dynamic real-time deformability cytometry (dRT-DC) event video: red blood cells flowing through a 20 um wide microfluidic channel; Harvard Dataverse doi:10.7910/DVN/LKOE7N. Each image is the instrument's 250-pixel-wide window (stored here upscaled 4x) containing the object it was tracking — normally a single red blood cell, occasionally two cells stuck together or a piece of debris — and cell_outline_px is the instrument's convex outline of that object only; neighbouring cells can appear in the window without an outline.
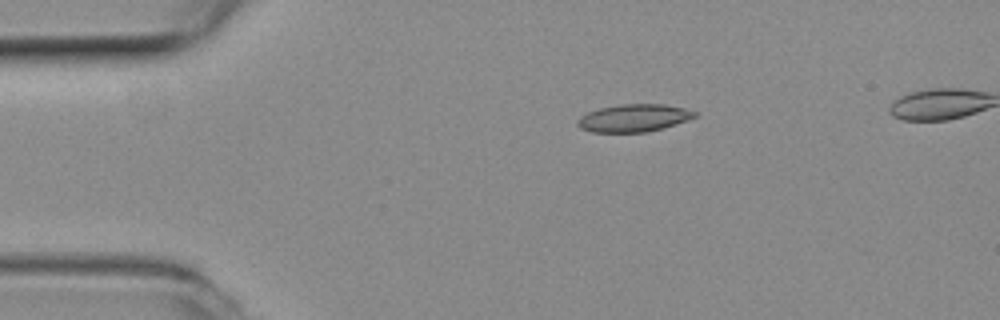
{"species": "common noctule bat (a hibernating species)", "species_latin": "Nyctalus noctula", "temperature_condition": "room temperature", "stored_images_in_passage": 36, "camera_frame_rate_fps": 3000, "um_per_image_px": 0.085, "animal": {"sex": "female", "body_mass_g": 19.3, "forearm_length_mm": 54.1}, "frame": {"image": 1, "passage_image": 1, "time_ms": 0.0, "image_size_px": [1000, 320], "cell_outline_px": [[696, 116], [676, 124], [644, 132], [592, 132], [580, 128], [576, 124], [576, 120], [580, 116], [588, 112], [600, 108], [624, 104], [664, 104], [684, 108], [696, 112]], "centroid_in_image_um": [53.83, 10.03], "position_along_channel_um": 31.2, "area_um2": 18.61}}
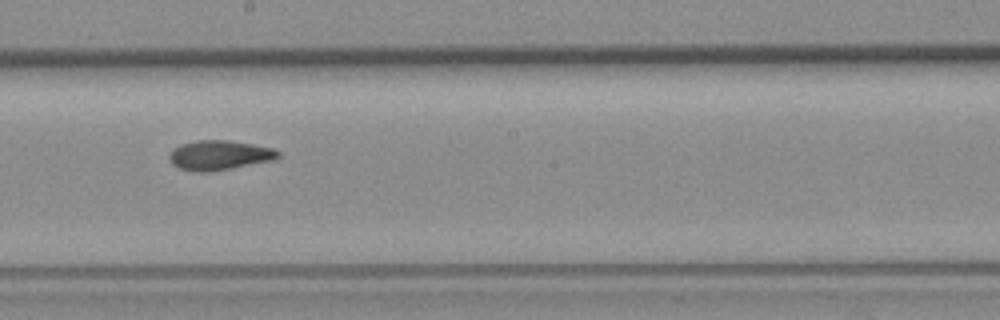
{"frame": {"image": 2, "passage_image": 20, "time_ms": 6.333, "image_size_px": [1000, 320], "cell_outline_px": [[280, 156], [272, 160], [208, 172], [196, 172], [180, 168], [172, 164], [168, 160], [168, 156], [172, 148], [180, 144], [196, 140], [228, 140], [252, 144], [272, 148], [280, 152]], "centroid_in_image_um": [18.58, 13.18], "position_along_channel_um": 229.6, "area_um2": 18.73}}
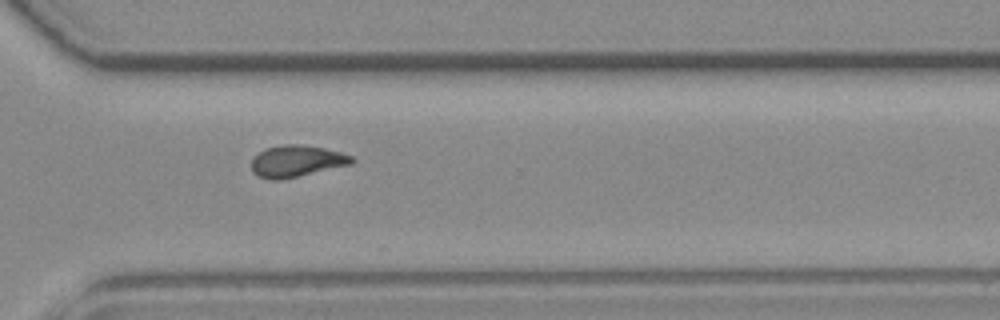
{"frame": {"image": 3, "passage_image": 29, "time_ms": 9.333, "image_size_px": [1000, 320], "cell_outline_px": [[356, 160], [352, 164], [280, 180], [268, 180], [252, 172], [252, 156], [264, 148], [280, 144], [300, 144], [324, 148], [340, 152], [352, 156]], "centroid_in_image_um": [25.18, 13.68], "position_along_channel_um": 345.4, "area_um2": 18.67}, "authors_computed_cell_mechanics": {"area_um2": 18.4382, "velocity_mm_per_s": 3.8624, "shape_relaxation_time_tau1_ms": null, "shape_relaxation_time_tau2_ms": 3.473, "deformation_change_tau1": null, "deformation_change_tau2": 0.0905}}